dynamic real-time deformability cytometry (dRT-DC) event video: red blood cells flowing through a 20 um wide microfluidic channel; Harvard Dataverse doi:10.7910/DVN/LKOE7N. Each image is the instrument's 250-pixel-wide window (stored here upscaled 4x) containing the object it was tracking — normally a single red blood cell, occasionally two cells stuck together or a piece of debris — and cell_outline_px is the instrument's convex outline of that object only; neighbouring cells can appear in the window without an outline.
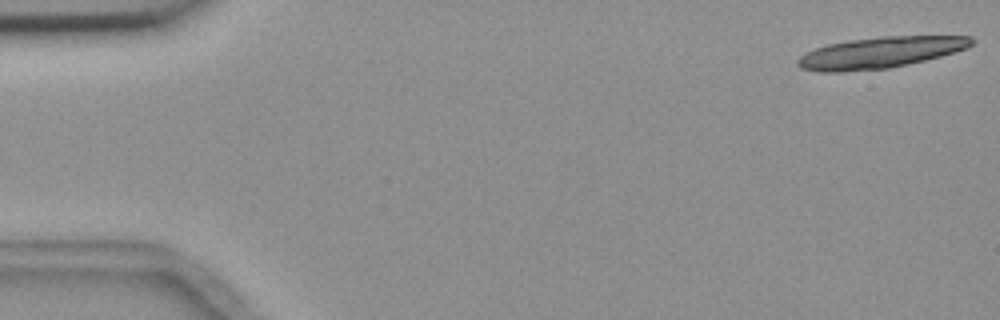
{"species": "common noctule bat (a hibernating species)", "species_latin": "Nyctalus noctula", "temperature_condition": "room temperature", "stored_images_in_passage": 6, "camera_frame_rate_fps": 3000, "um_per_image_px": 0.085, "animal": {"sex": "female", "body_mass_g": 18.4}, "frame": {"image": 1, "passage_image": 1, "time_ms": 0.0, "image_size_px": [1000, 320], "cell_outline_px": [[976, 40], [968, 48], [940, 56], [908, 64], [888, 68], [840, 72], [816, 72], [800, 68], [796, 64], [796, 60], [800, 56], [816, 48], [828, 44], [852, 40], [884, 36], [972, 36]], "centroid_in_image_um": [74.81, 4.47], "position_along_channel_um": 10.2, "area_um2": 31.5}}
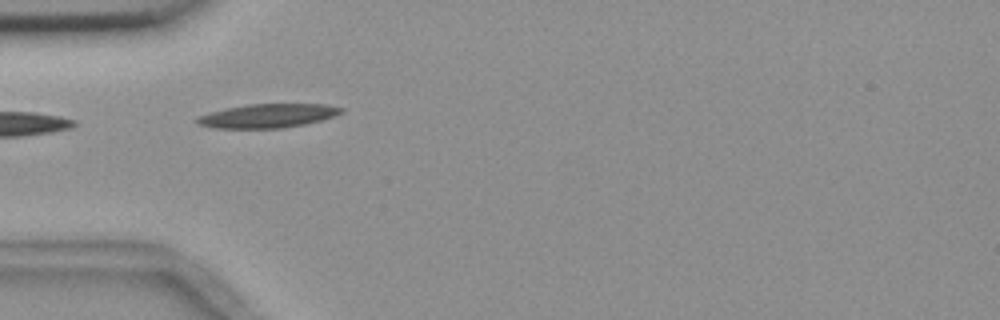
{"frame": {"image": 2, "passage_image": 5, "time_ms": 5.333, "image_size_px": [1000, 320], "cell_outline_px": [[344, 112], [336, 116], [304, 124], [280, 128], [212, 128], [196, 124], [196, 116], [228, 108], [248, 104], [328, 104], [344, 108]], "centroid_in_image_um": [22.78, 9.84], "position_along_channel_um": 62.2, "area_um2": 20.06}}